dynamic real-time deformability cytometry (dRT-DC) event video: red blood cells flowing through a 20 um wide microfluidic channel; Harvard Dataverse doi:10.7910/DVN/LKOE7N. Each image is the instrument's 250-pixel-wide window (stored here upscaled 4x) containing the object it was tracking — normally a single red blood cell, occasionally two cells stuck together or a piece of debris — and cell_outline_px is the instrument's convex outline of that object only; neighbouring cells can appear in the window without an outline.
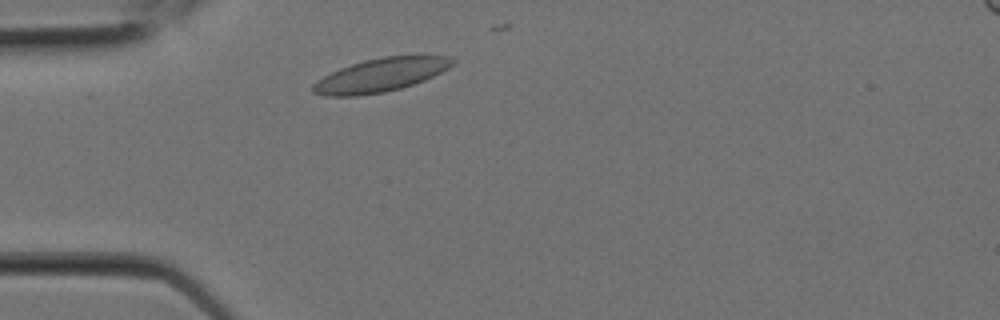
{"species": "Egyptian fruit bat (a non-hibernating species)", "species_latin": "Rousettus aegyptiacus", "temperature_condition": "room temperature", "stored_images_in_passage": 6, "camera_frame_rate_fps": 3000, "um_per_image_px": 0.085, "animal": {"sex": "female"}, "frame": {"image": 1, "passage_image": 2, "time_ms": 0.333, "image_size_px": [1000, 320], "cell_outline_px": [[456, 60], [448, 68], [424, 80], [400, 88], [384, 92], [356, 96], [324, 96], [312, 92], [312, 84], [324, 76], [340, 68], [364, 60], [384, 56], [448, 56]], "centroid_in_image_um": [32.32, 6.38], "position_along_channel_um": 52.7, "area_um2": 26.88}}
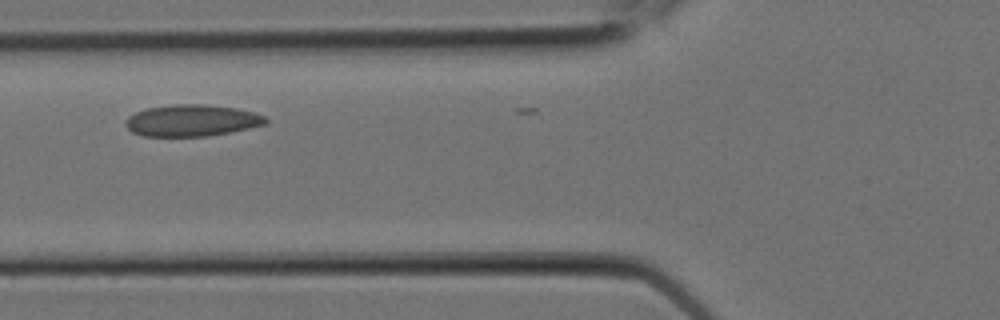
{"frame": {"image": 2, "passage_image": 4, "time_ms": 1.0, "image_size_px": [1000, 320], "cell_outline_px": [[268, 124], [232, 132], [208, 136], [144, 136], [132, 132], [124, 124], [124, 120], [128, 116], [136, 112], [148, 108], [176, 104], [204, 104], [236, 108], [252, 112], [264, 116], [268, 120]], "centroid_in_image_um": [16.31, 10.25], "position_along_channel_um": 109.5, "area_um2": 25.89}}
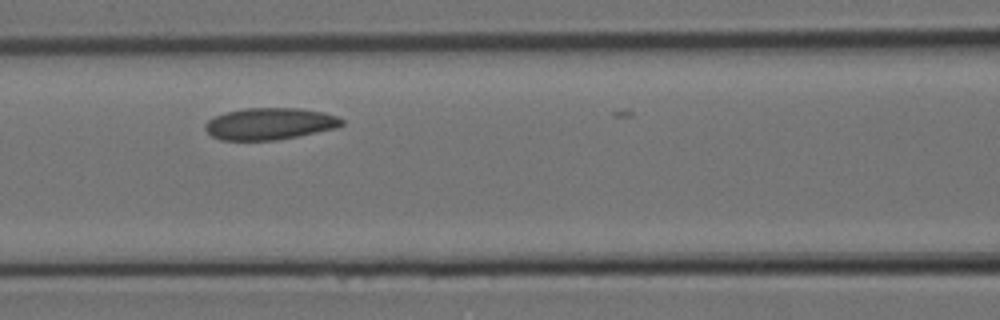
{"frame": {"image": 3, "passage_image": 5, "time_ms": 1.333, "image_size_px": [1000, 320], "cell_outline_px": [[344, 124], [336, 128], [276, 140], [220, 140], [212, 136], [204, 128], [204, 124], [208, 120], [224, 112], [244, 108], [300, 108], [324, 112], [336, 116], [344, 120]], "centroid_in_image_um": [22.91, 10.51], "position_along_channel_um": 143.7, "area_um2": 25.32}}